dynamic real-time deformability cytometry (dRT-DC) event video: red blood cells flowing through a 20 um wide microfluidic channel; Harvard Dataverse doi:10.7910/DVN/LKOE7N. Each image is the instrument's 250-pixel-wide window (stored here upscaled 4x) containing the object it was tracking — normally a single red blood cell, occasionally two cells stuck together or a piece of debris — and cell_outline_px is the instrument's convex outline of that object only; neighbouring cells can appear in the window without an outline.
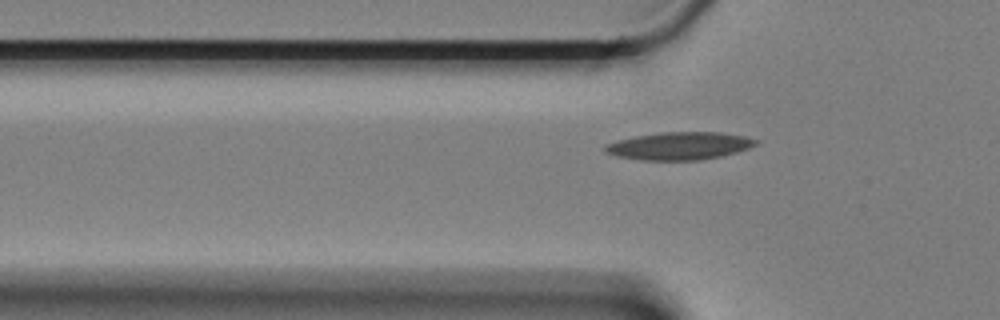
{"species": "Egyptian fruit bat (a non-hibernating species)", "species_latin": "Rousettus aegyptiacus", "temperature_condition": "cold", "stored_images_in_passage": 26, "camera_frame_rate_fps": 3000, "um_per_image_px": 0.085, "animal": {"sex": "female"}, "frame": {"image": 1, "passage_image": 4, "time_ms": 1.0, "image_size_px": [1000, 320], "cell_outline_px": [[756, 144], [748, 148], [736, 152], [720, 156], [700, 160], [640, 160], [616, 156], [604, 152], [600, 148], [604, 144], [616, 140], [636, 136], [660, 132], [720, 132], [744, 136], [756, 140]], "centroid_in_image_um": [57.65, 12.4], "position_along_channel_um": 68.2, "area_um2": 24.39}}
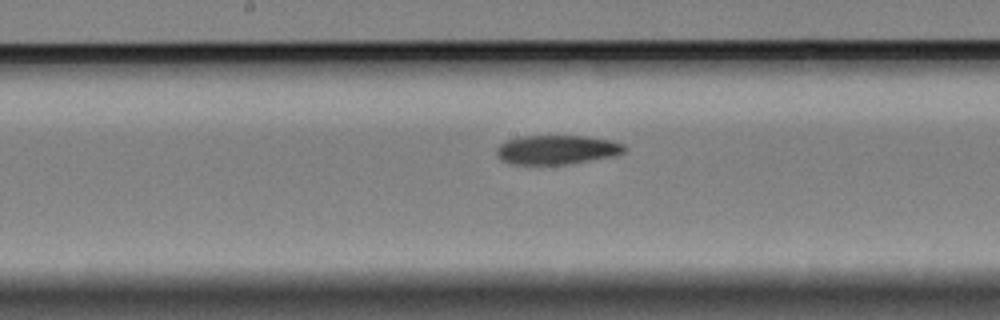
{"frame": {"image": 2, "passage_image": 16, "time_ms": 5.0, "image_size_px": [1000, 320], "cell_outline_px": [[628, 148], [624, 152], [616, 156], [568, 164], [512, 164], [500, 160], [496, 152], [496, 148], [500, 144], [508, 140], [524, 136], [584, 136], [612, 140], [624, 144]], "centroid_in_image_um": [47.37, 12.73], "position_along_channel_um": 200.8, "area_um2": 21.85}}
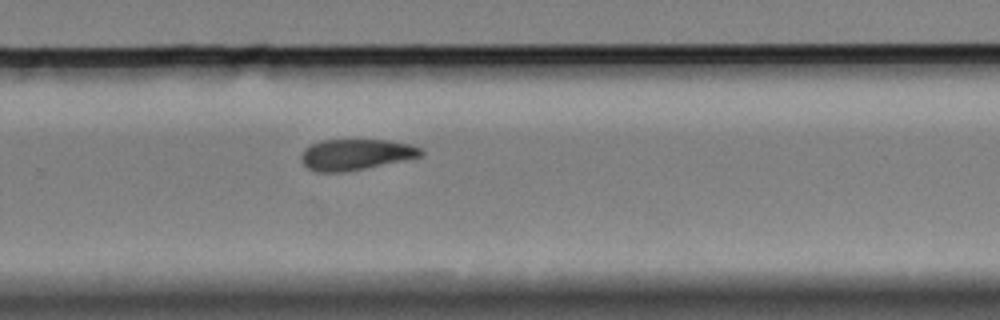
{"frame": {"image": 3, "passage_image": 25, "time_ms": 8.0, "image_size_px": [1000, 320], "cell_outline_px": [[424, 156], [344, 172], [316, 172], [308, 168], [300, 160], [300, 156], [304, 148], [320, 140], [388, 140], [412, 144], [420, 148], [424, 152]], "centroid_in_image_um": [30.24, 13.13], "position_along_channel_um": 299.6, "area_um2": 21.68}}